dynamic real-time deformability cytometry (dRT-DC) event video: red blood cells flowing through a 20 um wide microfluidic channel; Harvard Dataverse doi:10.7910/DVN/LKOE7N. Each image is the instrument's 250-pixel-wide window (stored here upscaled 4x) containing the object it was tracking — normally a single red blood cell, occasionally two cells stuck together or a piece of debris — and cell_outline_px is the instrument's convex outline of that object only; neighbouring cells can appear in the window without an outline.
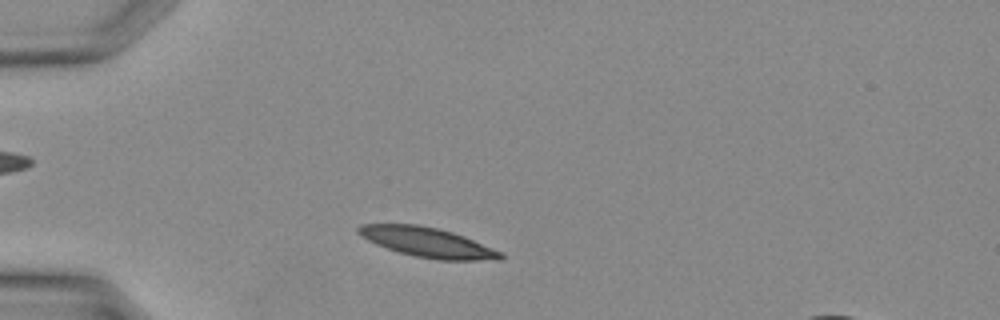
{"species": "Egyptian fruit bat (a non-hibernating species)", "species_latin": "Rousettus aegyptiacus", "temperature_condition": "warm", "stored_images_in_passage": 32, "camera_frame_rate_fps": 3000, "um_per_image_px": 0.085, "animal": {"sex": "female"}, "frame": {"image": 1, "passage_image": 4, "time_ms": 1.0, "image_size_px": [1000, 320], "cell_outline_px": [[504, 256], [500, 260], [436, 260], [416, 256], [400, 252], [376, 244], [360, 236], [356, 232], [356, 228], [360, 224], [416, 224], [440, 228], [464, 236], [504, 252]], "centroid_in_image_um": [36.36, 20.59], "position_along_channel_um": 48.6, "area_um2": 24.74}}
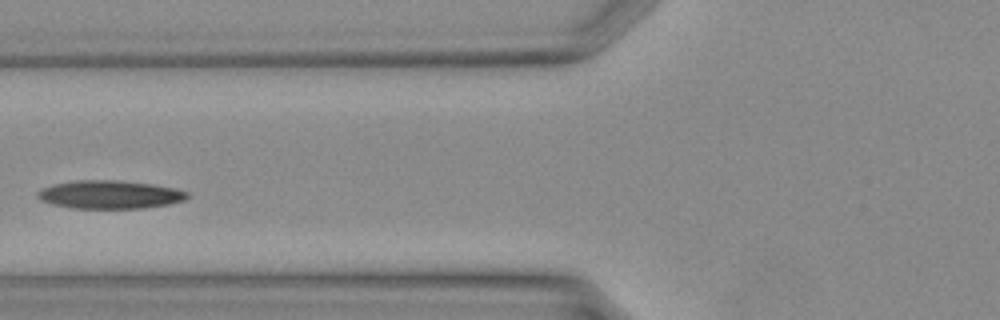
{"frame": {"image": 2, "passage_image": 9, "time_ms": 2.667, "image_size_px": [1000, 320], "cell_outline_px": [[188, 196], [184, 200], [168, 204], [144, 208], [72, 208], [52, 204], [40, 200], [36, 196], [36, 192], [40, 188], [52, 184], [76, 180], [120, 180], [152, 184], [172, 188], [188, 192]], "centroid_in_image_um": [9.26, 16.53], "position_along_channel_um": 116.5, "area_um2": 24.68}}
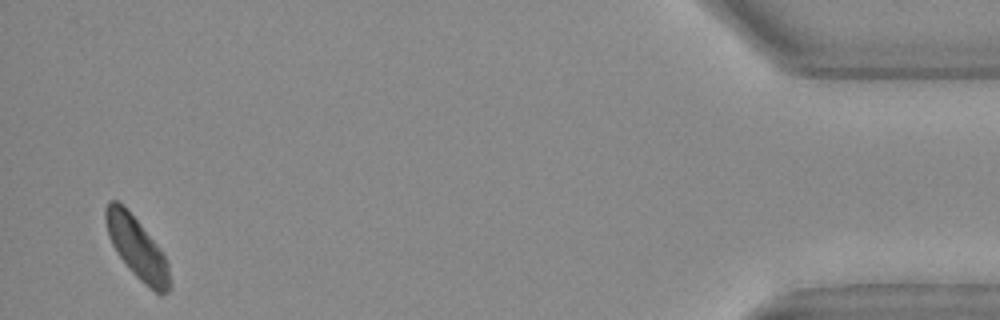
{"frame": {"image": 3, "passage_image": 30, "time_ms": 9.667, "image_size_px": [1000, 320], "cell_outline_px": [[172, 288], [168, 292], [160, 296], [144, 284], [128, 268], [116, 252], [108, 236], [104, 220], [104, 208], [108, 200], [116, 200], [140, 224], [160, 248], [168, 264], [172, 284]], "centroid_in_image_um": [11.65, 21.13], "position_along_channel_um": 423.6, "area_um2": 23.0}}